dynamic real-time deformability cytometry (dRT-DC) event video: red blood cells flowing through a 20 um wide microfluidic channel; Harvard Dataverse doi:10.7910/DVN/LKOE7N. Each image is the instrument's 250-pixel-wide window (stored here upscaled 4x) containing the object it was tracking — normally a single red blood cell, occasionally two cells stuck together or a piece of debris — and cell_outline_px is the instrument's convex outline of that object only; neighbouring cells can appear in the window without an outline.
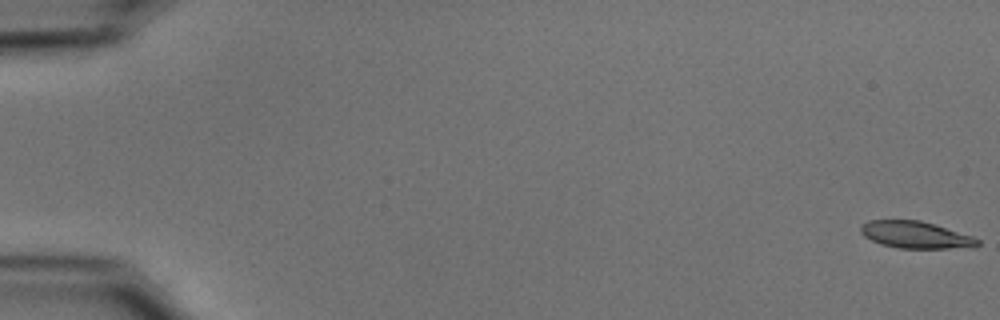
{"species": "common noctule bat (a hibernating species)", "species_latin": "Nyctalus noctula", "temperature_condition": "cold", "stored_images_in_passage": 55, "camera_frame_rate_fps": 3000, "um_per_image_px": 0.085, "animal": {"sex": "male", "body_mass_g": 15.6}, "frame": {"image": 1, "passage_image": 1, "time_ms": 0.0, "image_size_px": [1000, 320], "cell_outline_px": [[980, 244], [976, 248], [896, 248], [880, 244], [864, 236], [860, 232], [860, 224], [868, 220], [920, 220], [972, 236], [980, 240]], "centroid_in_image_um": [77.82, 19.97], "position_along_channel_um": 7.2, "area_um2": 18.5}}
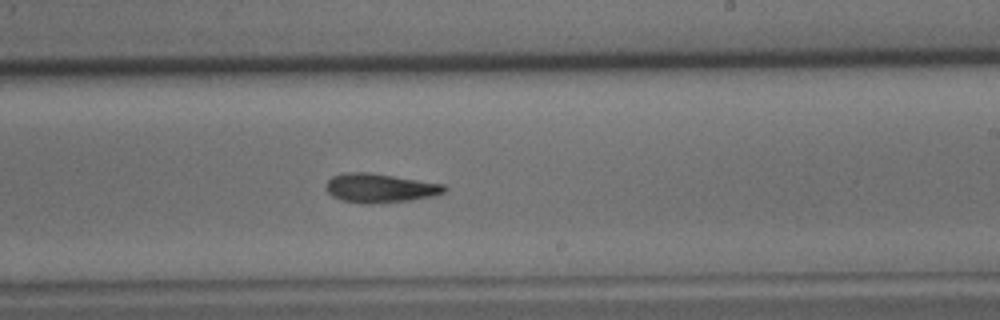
{"frame": {"image": 2, "passage_image": 34, "time_ms": 11.0, "image_size_px": [1000, 320], "cell_outline_px": [[448, 188], [444, 192], [432, 196], [408, 200], [372, 204], [364, 204], [340, 200], [332, 196], [328, 192], [328, 180], [332, 176], [344, 172], [368, 172], [444, 184]], "centroid_in_image_um": [32.28, 15.98], "position_along_channel_um": 256.7, "area_um2": 19.88}}
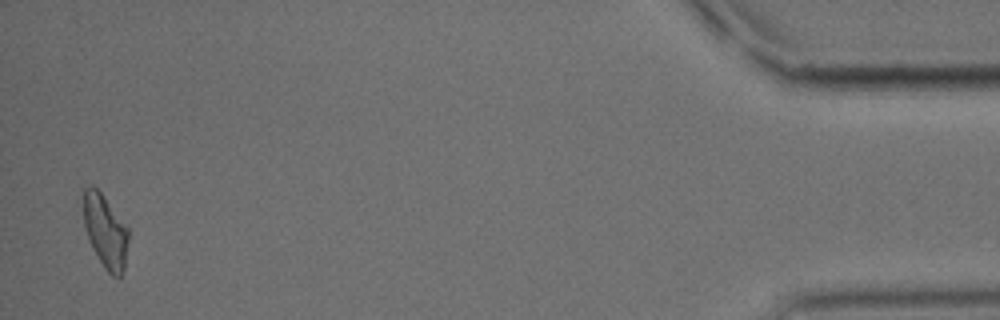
{"frame": {"image": 3, "passage_image": 54, "time_ms": 17.667, "image_size_px": [1000, 320], "cell_outline_px": [[128, 240], [124, 268], [120, 276], [112, 276], [104, 268], [92, 248], [84, 224], [80, 188], [92, 184], [100, 192], [128, 228]], "centroid_in_image_um": [8.89, 19.59], "position_along_channel_um": 426.3, "area_um2": 19.36}, "authors_computed_cell_mechanics": {"area_um2": 19.652, "velocity_mm_per_s": 3.7232, "shape_relaxation_time_tau1_ms": 6.6952, "shape_relaxation_time_tau2_ms": 8.1552, "deformation_change_tau1": 0.1793, "deformation_change_tau2": 0.2084}}